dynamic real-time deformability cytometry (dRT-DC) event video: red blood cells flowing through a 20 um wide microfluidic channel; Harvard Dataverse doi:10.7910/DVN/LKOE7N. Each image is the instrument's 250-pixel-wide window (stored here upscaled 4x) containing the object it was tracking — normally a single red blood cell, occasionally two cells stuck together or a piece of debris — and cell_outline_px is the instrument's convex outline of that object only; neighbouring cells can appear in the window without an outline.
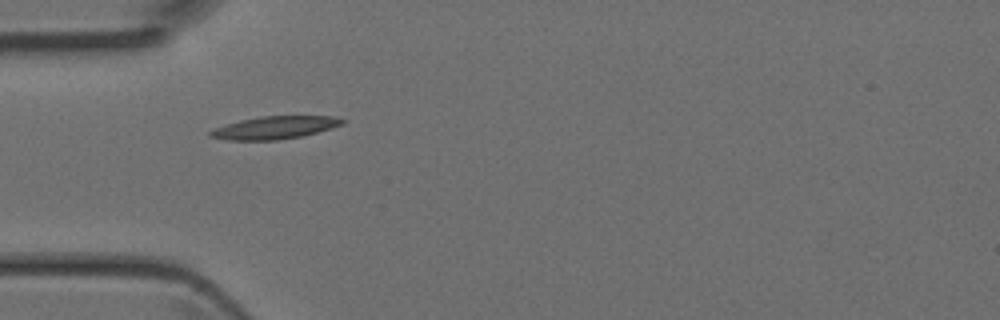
{"species": "Egyptian fruit bat (a non-hibernating species)", "species_latin": "Rousettus aegyptiacus", "temperature_condition": "room temperature", "stored_images_in_passage": 6, "camera_frame_rate_fps": 3000, "um_per_image_px": 0.085, "animal": {"sex": "female"}, "frame": {"image": 1, "passage_image": 4, "time_ms": 1.0, "image_size_px": [1000, 320], "cell_outline_px": [[348, 120], [344, 124], [332, 128], [300, 136], [276, 140], [228, 140], [208, 136], [208, 132], [216, 128], [240, 120], [260, 116], [336, 116]], "centroid_in_image_um": [23.4, 10.84], "position_along_channel_um": 61.6, "area_um2": 17.4}}
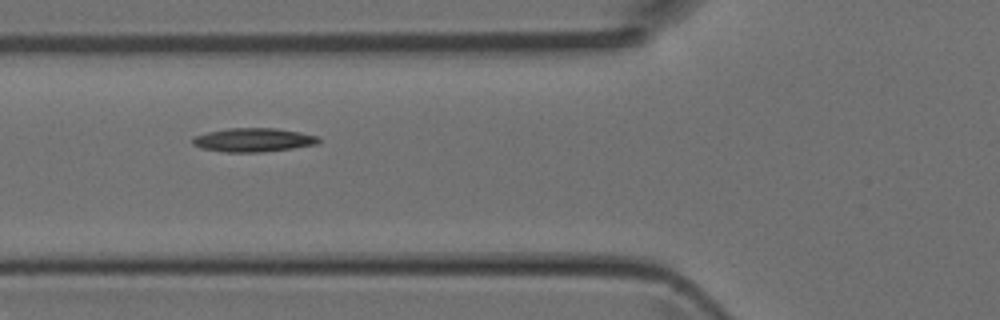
{"frame": {"image": 2, "passage_image": 5, "time_ms": 1.333, "image_size_px": [1000, 320], "cell_outline_px": [[320, 144], [292, 148], [260, 152], [224, 152], [204, 148], [192, 144], [192, 136], [208, 132], [228, 128], [276, 128], [300, 132], [320, 136]], "centroid_in_image_um": [21.57, 11.89], "position_along_channel_um": 104.2, "area_um2": 17.51}}
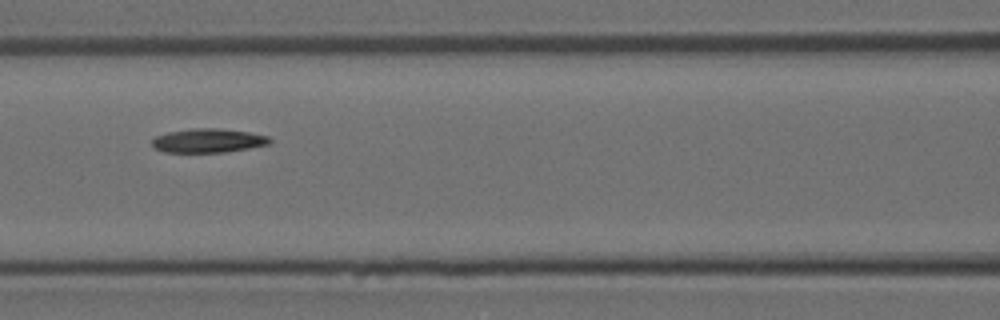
{"frame": {"image": 3, "passage_image": 6, "time_ms": 1.667, "image_size_px": [1000, 320], "cell_outline_px": [[272, 140], [268, 144], [248, 148], [224, 152], [164, 152], [156, 148], [152, 144], [152, 140], [156, 136], [168, 132], [192, 128], [216, 128], [248, 132], [268, 136]], "centroid_in_image_um": [17.68, 11.95], "position_along_channel_um": 148.9, "area_um2": 16.24}}